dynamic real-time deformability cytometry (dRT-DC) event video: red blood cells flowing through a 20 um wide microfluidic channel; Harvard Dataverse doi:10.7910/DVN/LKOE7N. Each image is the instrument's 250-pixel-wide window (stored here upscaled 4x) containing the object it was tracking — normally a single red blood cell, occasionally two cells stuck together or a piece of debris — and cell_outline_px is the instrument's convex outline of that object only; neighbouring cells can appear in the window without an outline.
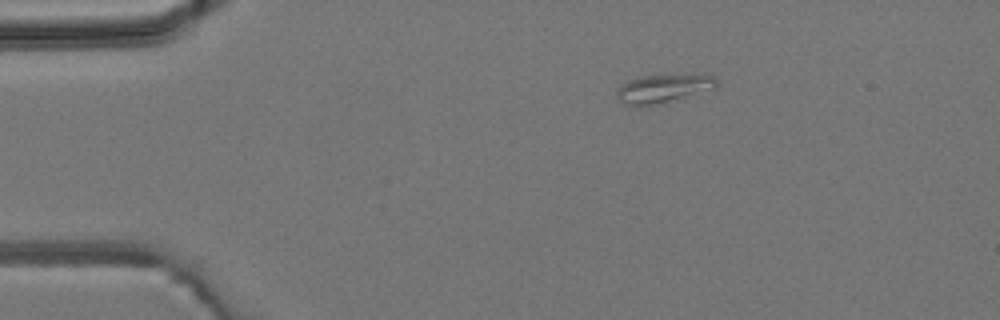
{"species": "common noctule bat (a hibernating species)", "species_latin": "Nyctalus noctula", "temperature_condition": "room temperature", "stored_images_in_passage": 2, "camera_frame_rate_fps": 3000, "um_per_image_px": 0.085, "animal": {"sex": "male", "body_mass_g": 19.2, "forearm_length_mm": 51.8}, "frame": {"image": 1, "passage_image": 1, "time_ms": 0.0, "image_size_px": [1000, 320], "cell_outline_px": [[716, 88], [640, 108], [624, 104], [620, 100], [616, 92], [628, 80], [640, 76], [696, 72], [708, 72], [716, 80]], "centroid_in_image_um": [56.43, 7.47], "position_along_channel_um": 28.6, "area_um2": 16.99}}